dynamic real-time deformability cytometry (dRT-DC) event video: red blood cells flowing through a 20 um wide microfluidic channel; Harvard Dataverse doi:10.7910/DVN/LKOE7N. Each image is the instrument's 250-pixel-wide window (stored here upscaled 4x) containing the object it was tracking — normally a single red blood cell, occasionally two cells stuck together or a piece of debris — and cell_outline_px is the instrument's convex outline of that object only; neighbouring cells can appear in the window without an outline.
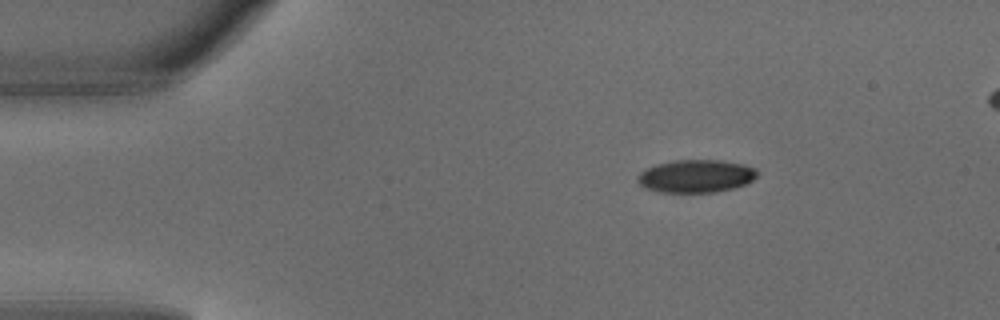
{"species": "common noctule bat (a hibernating species)", "species_latin": "Nyctalus noctula", "temperature_condition": "warm", "stored_images_in_passage": 3, "camera_frame_rate_fps": 3000, "um_per_image_px": 0.085, "animal": {"sex": "male", "body_mass_g": 18.8}, "frame": {"image": 1, "passage_image": 1, "time_ms": 0.0, "image_size_px": [1000, 320], "cell_outline_px": [[760, 172], [752, 180], [744, 184], [732, 188], [716, 192], [656, 192], [644, 188], [636, 180], [640, 172], [656, 164], [676, 160], [720, 160], [744, 164], [756, 168]], "centroid_in_image_um": [59.15, 14.97], "position_along_channel_um": 25.8, "area_um2": 22.95}}
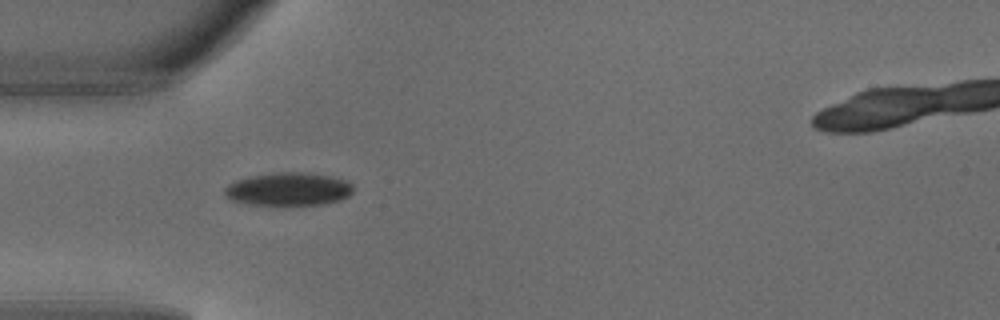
{"frame": {"image": 2, "passage_image": 3, "time_ms": 0.667, "image_size_px": [1000, 320], "cell_outline_px": [[352, 192], [348, 196], [340, 200], [320, 204], [248, 204], [232, 200], [224, 192], [224, 188], [228, 184], [236, 180], [252, 176], [280, 172], [308, 172], [348, 180], [352, 184]], "centroid_in_image_um": [24.54, 16.06], "position_along_channel_um": 60.5, "area_um2": 24.45}}